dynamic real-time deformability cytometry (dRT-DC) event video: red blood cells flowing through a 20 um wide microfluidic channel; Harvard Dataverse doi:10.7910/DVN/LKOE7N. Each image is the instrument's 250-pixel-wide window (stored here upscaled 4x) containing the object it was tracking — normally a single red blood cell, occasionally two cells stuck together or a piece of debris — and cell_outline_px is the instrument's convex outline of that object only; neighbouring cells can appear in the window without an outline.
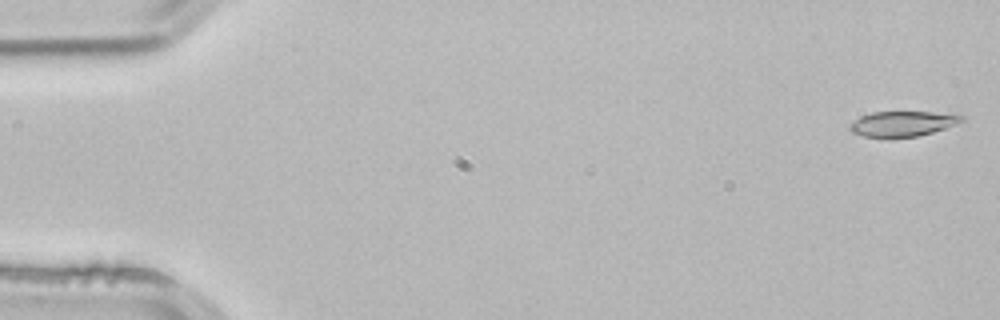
{"species": "common noctule bat (a hibernating species)", "species_latin": "Nyctalus noctula", "temperature_condition": "room temperature", "stored_images_in_passage": 4, "camera_frame_rate_fps": 3000, "um_per_image_px": 0.085, "animal": {"sex": "male", "body_mass_g": 21.5, "forearm_length_mm": 52.0}, "frame": {"image": 1, "passage_image": 1, "time_ms": 0.0, "image_size_px": [1000, 320], "cell_outline_px": [[964, 120], [944, 128], [932, 132], [916, 136], [888, 140], [864, 136], [852, 132], [848, 128], [848, 124], [860, 116], [872, 112], [932, 112], [964, 116]], "centroid_in_image_um": [76.61, 10.55], "position_along_channel_um": 8.4, "area_um2": 16.7}}
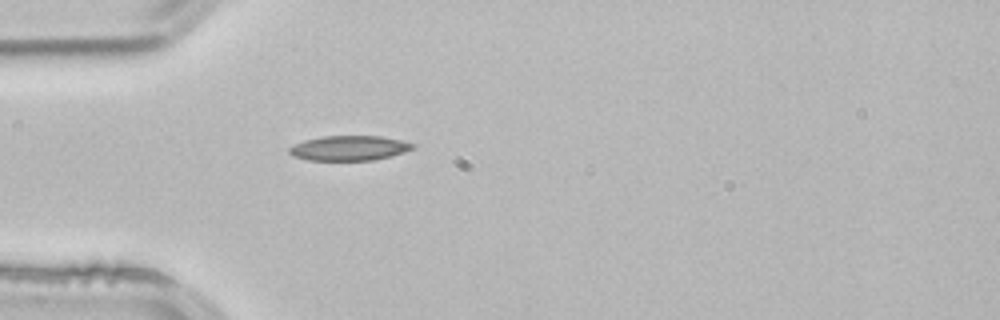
{"frame": {"image": 2, "passage_image": 4, "time_ms": 1.0, "image_size_px": [1000, 320], "cell_outline_px": [[416, 148], [392, 156], [372, 160], [308, 160], [292, 156], [288, 152], [288, 148], [304, 140], [320, 136], [380, 136], [400, 140], [416, 144]], "centroid_in_image_um": [29.69, 12.59], "position_along_channel_um": 55.3, "area_um2": 17.98}}